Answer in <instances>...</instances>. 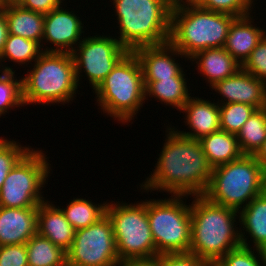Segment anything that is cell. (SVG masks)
<instances>
[{"label": "cell", "instance_id": "1", "mask_svg": "<svg viewBox=\"0 0 266 266\" xmlns=\"http://www.w3.org/2000/svg\"><path fill=\"white\" fill-rule=\"evenodd\" d=\"M167 136L154 172L140 188L169 192L171 195H203L209 185L212 167L200 140L179 134L175 127L167 128ZM173 193V194H172Z\"/></svg>", "mask_w": 266, "mask_h": 266}, {"label": "cell", "instance_id": "2", "mask_svg": "<svg viewBox=\"0 0 266 266\" xmlns=\"http://www.w3.org/2000/svg\"><path fill=\"white\" fill-rule=\"evenodd\" d=\"M193 198L189 253L216 264L229 251L250 247L246 235L234 225L239 216L236 210L213 203L203 195Z\"/></svg>", "mask_w": 266, "mask_h": 266}, {"label": "cell", "instance_id": "3", "mask_svg": "<svg viewBox=\"0 0 266 266\" xmlns=\"http://www.w3.org/2000/svg\"><path fill=\"white\" fill-rule=\"evenodd\" d=\"M235 18L182 0L171 9L169 42L189 60L201 50L224 47Z\"/></svg>", "mask_w": 266, "mask_h": 266}, {"label": "cell", "instance_id": "4", "mask_svg": "<svg viewBox=\"0 0 266 266\" xmlns=\"http://www.w3.org/2000/svg\"><path fill=\"white\" fill-rule=\"evenodd\" d=\"M117 16L120 44L129 52L143 46L169 42L171 9L169 0H112Z\"/></svg>", "mask_w": 266, "mask_h": 266}, {"label": "cell", "instance_id": "5", "mask_svg": "<svg viewBox=\"0 0 266 266\" xmlns=\"http://www.w3.org/2000/svg\"><path fill=\"white\" fill-rule=\"evenodd\" d=\"M21 78L23 104H65L77 92L75 64L71 53L46 52L34 62L32 70Z\"/></svg>", "mask_w": 266, "mask_h": 266}, {"label": "cell", "instance_id": "6", "mask_svg": "<svg viewBox=\"0 0 266 266\" xmlns=\"http://www.w3.org/2000/svg\"><path fill=\"white\" fill-rule=\"evenodd\" d=\"M266 190V172L254 155L212 169V175L203 194L213 203L239 212L252 199Z\"/></svg>", "mask_w": 266, "mask_h": 266}, {"label": "cell", "instance_id": "7", "mask_svg": "<svg viewBox=\"0 0 266 266\" xmlns=\"http://www.w3.org/2000/svg\"><path fill=\"white\" fill-rule=\"evenodd\" d=\"M94 92L98 105L114 120L123 124L134 119L146 101L142 67L135 53L128 52Z\"/></svg>", "mask_w": 266, "mask_h": 266}, {"label": "cell", "instance_id": "8", "mask_svg": "<svg viewBox=\"0 0 266 266\" xmlns=\"http://www.w3.org/2000/svg\"><path fill=\"white\" fill-rule=\"evenodd\" d=\"M184 195L168 199L146 200V209L156 252L189 253L191 244V205L184 204Z\"/></svg>", "mask_w": 266, "mask_h": 266}, {"label": "cell", "instance_id": "9", "mask_svg": "<svg viewBox=\"0 0 266 266\" xmlns=\"http://www.w3.org/2000/svg\"><path fill=\"white\" fill-rule=\"evenodd\" d=\"M106 214L113 226L119 260L159 256L149 225L146 201L137 204L109 202Z\"/></svg>", "mask_w": 266, "mask_h": 266}, {"label": "cell", "instance_id": "10", "mask_svg": "<svg viewBox=\"0 0 266 266\" xmlns=\"http://www.w3.org/2000/svg\"><path fill=\"white\" fill-rule=\"evenodd\" d=\"M42 150L30 149L8 173L0 189V207L38 208L50 165ZM44 185V186H43Z\"/></svg>", "mask_w": 266, "mask_h": 266}, {"label": "cell", "instance_id": "11", "mask_svg": "<svg viewBox=\"0 0 266 266\" xmlns=\"http://www.w3.org/2000/svg\"><path fill=\"white\" fill-rule=\"evenodd\" d=\"M119 261L113 226L107 214L92 225L76 230L66 252L67 266H109Z\"/></svg>", "mask_w": 266, "mask_h": 266}, {"label": "cell", "instance_id": "12", "mask_svg": "<svg viewBox=\"0 0 266 266\" xmlns=\"http://www.w3.org/2000/svg\"><path fill=\"white\" fill-rule=\"evenodd\" d=\"M128 52L119 40L112 36L96 35L83 38L71 53L78 86L82 76L80 73L84 71L89 84L95 90Z\"/></svg>", "mask_w": 266, "mask_h": 266}, {"label": "cell", "instance_id": "13", "mask_svg": "<svg viewBox=\"0 0 266 266\" xmlns=\"http://www.w3.org/2000/svg\"><path fill=\"white\" fill-rule=\"evenodd\" d=\"M74 12L57 7L44 14L43 40L54 45L44 51L72 53L82 41L84 24Z\"/></svg>", "mask_w": 266, "mask_h": 266}, {"label": "cell", "instance_id": "14", "mask_svg": "<svg viewBox=\"0 0 266 266\" xmlns=\"http://www.w3.org/2000/svg\"><path fill=\"white\" fill-rule=\"evenodd\" d=\"M211 88L222 95L218 104L244 103L256 109L266 107V82L242 68L233 76L216 82Z\"/></svg>", "mask_w": 266, "mask_h": 266}, {"label": "cell", "instance_id": "15", "mask_svg": "<svg viewBox=\"0 0 266 266\" xmlns=\"http://www.w3.org/2000/svg\"><path fill=\"white\" fill-rule=\"evenodd\" d=\"M138 57L144 81H159L170 77H185L184 71L174 57H185L170 42L162 45L143 46L133 51ZM173 56V57H172ZM183 56V57H182Z\"/></svg>", "mask_w": 266, "mask_h": 266}, {"label": "cell", "instance_id": "16", "mask_svg": "<svg viewBox=\"0 0 266 266\" xmlns=\"http://www.w3.org/2000/svg\"><path fill=\"white\" fill-rule=\"evenodd\" d=\"M38 208L0 207V246L26 244L37 233Z\"/></svg>", "mask_w": 266, "mask_h": 266}, {"label": "cell", "instance_id": "17", "mask_svg": "<svg viewBox=\"0 0 266 266\" xmlns=\"http://www.w3.org/2000/svg\"><path fill=\"white\" fill-rule=\"evenodd\" d=\"M180 111L185 116V124L189 125L191 132L176 130L182 136L200 140L220 130L219 104L205 99L190 97Z\"/></svg>", "mask_w": 266, "mask_h": 266}, {"label": "cell", "instance_id": "18", "mask_svg": "<svg viewBox=\"0 0 266 266\" xmlns=\"http://www.w3.org/2000/svg\"><path fill=\"white\" fill-rule=\"evenodd\" d=\"M49 203L46 200L38 206L37 233L67 252L73 243L76 230L66 220L61 208Z\"/></svg>", "mask_w": 266, "mask_h": 266}, {"label": "cell", "instance_id": "19", "mask_svg": "<svg viewBox=\"0 0 266 266\" xmlns=\"http://www.w3.org/2000/svg\"><path fill=\"white\" fill-rule=\"evenodd\" d=\"M251 14L236 17L230 25L224 49L241 65L249 58L251 51L266 35V30L253 26Z\"/></svg>", "mask_w": 266, "mask_h": 266}, {"label": "cell", "instance_id": "20", "mask_svg": "<svg viewBox=\"0 0 266 266\" xmlns=\"http://www.w3.org/2000/svg\"><path fill=\"white\" fill-rule=\"evenodd\" d=\"M189 60L195 61L197 69L206 77L210 86L233 76L242 68V65L223 47L201 50L190 57Z\"/></svg>", "mask_w": 266, "mask_h": 266}, {"label": "cell", "instance_id": "21", "mask_svg": "<svg viewBox=\"0 0 266 266\" xmlns=\"http://www.w3.org/2000/svg\"><path fill=\"white\" fill-rule=\"evenodd\" d=\"M9 34L36 41L43 50L44 14L23 8L19 4L5 5Z\"/></svg>", "mask_w": 266, "mask_h": 266}, {"label": "cell", "instance_id": "22", "mask_svg": "<svg viewBox=\"0 0 266 266\" xmlns=\"http://www.w3.org/2000/svg\"><path fill=\"white\" fill-rule=\"evenodd\" d=\"M200 143L212 168L237 160L243 155L236 135L223 130L203 136Z\"/></svg>", "mask_w": 266, "mask_h": 266}, {"label": "cell", "instance_id": "23", "mask_svg": "<svg viewBox=\"0 0 266 266\" xmlns=\"http://www.w3.org/2000/svg\"><path fill=\"white\" fill-rule=\"evenodd\" d=\"M239 214L242 230L248 232L255 249L266 251V190L243 207Z\"/></svg>", "mask_w": 266, "mask_h": 266}, {"label": "cell", "instance_id": "24", "mask_svg": "<svg viewBox=\"0 0 266 266\" xmlns=\"http://www.w3.org/2000/svg\"><path fill=\"white\" fill-rule=\"evenodd\" d=\"M187 80L185 77H170L159 79V81H144L145 99L154 97L159 102L168 106H173L177 110H181L184 104L191 97L187 88ZM177 107V108H176Z\"/></svg>", "mask_w": 266, "mask_h": 266}, {"label": "cell", "instance_id": "25", "mask_svg": "<svg viewBox=\"0 0 266 266\" xmlns=\"http://www.w3.org/2000/svg\"><path fill=\"white\" fill-rule=\"evenodd\" d=\"M236 137L243 155H255L266 139V107L256 109Z\"/></svg>", "mask_w": 266, "mask_h": 266}, {"label": "cell", "instance_id": "26", "mask_svg": "<svg viewBox=\"0 0 266 266\" xmlns=\"http://www.w3.org/2000/svg\"><path fill=\"white\" fill-rule=\"evenodd\" d=\"M28 266H67L66 252L38 233L26 243Z\"/></svg>", "mask_w": 266, "mask_h": 266}, {"label": "cell", "instance_id": "27", "mask_svg": "<svg viewBox=\"0 0 266 266\" xmlns=\"http://www.w3.org/2000/svg\"><path fill=\"white\" fill-rule=\"evenodd\" d=\"M98 205V206H97ZM107 202L94 204L83 198H74L66 208H62L66 220L75 230L86 228L106 214Z\"/></svg>", "mask_w": 266, "mask_h": 266}, {"label": "cell", "instance_id": "28", "mask_svg": "<svg viewBox=\"0 0 266 266\" xmlns=\"http://www.w3.org/2000/svg\"><path fill=\"white\" fill-rule=\"evenodd\" d=\"M42 52L41 45L38 42L8 34L4 50L0 55V62L2 65V61L5 62L8 59L13 63L28 65L31 61L35 62Z\"/></svg>", "mask_w": 266, "mask_h": 266}, {"label": "cell", "instance_id": "29", "mask_svg": "<svg viewBox=\"0 0 266 266\" xmlns=\"http://www.w3.org/2000/svg\"><path fill=\"white\" fill-rule=\"evenodd\" d=\"M0 70V117L7 113L9 108L24 106L22 101L21 79L15 76L13 68L3 67Z\"/></svg>", "mask_w": 266, "mask_h": 266}, {"label": "cell", "instance_id": "30", "mask_svg": "<svg viewBox=\"0 0 266 266\" xmlns=\"http://www.w3.org/2000/svg\"><path fill=\"white\" fill-rule=\"evenodd\" d=\"M255 110L251 105L238 102L219 105L220 130L237 135Z\"/></svg>", "mask_w": 266, "mask_h": 266}, {"label": "cell", "instance_id": "31", "mask_svg": "<svg viewBox=\"0 0 266 266\" xmlns=\"http://www.w3.org/2000/svg\"><path fill=\"white\" fill-rule=\"evenodd\" d=\"M239 246L225 254L216 266H266V251ZM257 255V256H256ZM260 257V258H259ZM259 259V260H258Z\"/></svg>", "mask_w": 266, "mask_h": 266}, {"label": "cell", "instance_id": "32", "mask_svg": "<svg viewBox=\"0 0 266 266\" xmlns=\"http://www.w3.org/2000/svg\"><path fill=\"white\" fill-rule=\"evenodd\" d=\"M185 2L214 12L243 17L252 11L251 0H184Z\"/></svg>", "mask_w": 266, "mask_h": 266}, {"label": "cell", "instance_id": "33", "mask_svg": "<svg viewBox=\"0 0 266 266\" xmlns=\"http://www.w3.org/2000/svg\"><path fill=\"white\" fill-rule=\"evenodd\" d=\"M30 149L14 140L0 138V189L8 173Z\"/></svg>", "mask_w": 266, "mask_h": 266}, {"label": "cell", "instance_id": "34", "mask_svg": "<svg viewBox=\"0 0 266 266\" xmlns=\"http://www.w3.org/2000/svg\"><path fill=\"white\" fill-rule=\"evenodd\" d=\"M242 69L266 82V35L251 51L249 58L242 65Z\"/></svg>", "mask_w": 266, "mask_h": 266}, {"label": "cell", "instance_id": "35", "mask_svg": "<svg viewBox=\"0 0 266 266\" xmlns=\"http://www.w3.org/2000/svg\"><path fill=\"white\" fill-rule=\"evenodd\" d=\"M0 266H28L26 244L0 246Z\"/></svg>", "mask_w": 266, "mask_h": 266}, {"label": "cell", "instance_id": "36", "mask_svg": "<svg viewBox=\"0 0 266 266\" xmlns=\"http://www.w3.org/2000/svg\"><path fill=\"white\" fill-rule=\"evenodd\" d=\"M159 266H211L212 263L199 259L191 253L161 254Z\"/></svg>", "mask_w": 266, "mask_h": 266}, {"label": "cell", "instance_id": "37", "mask_svg": "<svg viewBox=\"0 0 266 266\" xmlns=\"http://www.w3.org/2000/svg\"><path fill=\"white\" fill-rule=\"evenodd\" d=\"M61 3L63 0H21L18 4L25 9L46 14L60 7Z\"/></svg>", "mask_w": 266, "mask_h": 266}, {"label": "cell", "instance_id": "38", "mask_svg": "<svg viewBox=\"0 0 266 266\" xmlns=\"http://www.w3.org/2000/svg\"><path fill=\"white\" fill-rule=\"evenodd\" d=\"M119 266H159L158 257L124 259L119 261Z\"/></svg>", "mask_w": 266, "mask_h": 266}, {"label": "cell", "instance_id": "39", "mask_svg": "<svg viewBox=\"0 0 266 266\" xmlns=\"http://www.w3.org/2000/svg\"><path fill=\"white\" fill-rule=\"evenodd\" d=\"M8 34L9 32L5 15V5H4L0 7V55L4 50Z\"/></svg>", "mask_w": 266, "mask_h": 266}, {"label": "cell", "instance_id": "40", "mask_svg": "<svg viewBox=\"0 0 266 266\" xmlns=\"http://www.w3.org/2000/svg\"><path fill=\"white\" fill-rule=\"evenodd\" d=\"M254 156L256 160L262 165L264 171L266 172V139L262 147L258 150V152Z\"/></svg>", "mask_w": 266, "mask_h": 266}, {"label": "cell", "instance_id": "41", "mask_svg": "<svg viewBox=\"0 0 266 266\" xmlns=\"http://www.w3.org/2000/svg\"><path fill=\"white\" fill-rule=\"evenodd\" d=\"M21 0H2L3 6L8 4H18Z\"/></svg>", "mask_w": 266, "mask_h": 266}, {"label": "cell", "instance_id": "42", "mask_svg": "<svg viewBox=\"0 0 266 266\" xmlns=\"http://www.w3.org/2000/svg\"><path fill=\"white\" fill-rule=\"evenodd\" d=\"M169 1H171L173 4H175V3L181 2L182 0H169Z\"/></svg>", "mask_w": 266, "mask_h": 266}, {"label": "cell", "instance_id": "43", "mask_svg": "<svg viewBox=\"0 0 266 266\" xmlns=\"http://www.w3.org/2000/svg\"><path fill=\"white\" fill-rule=\"evenodd\" d=\"M109 266H119V264H118V263H116V264H112V265H109Z\"/></svg>", "mask_w": 266, "mask_h": 266}, {"label": "cell", "instance_id": "44", "mask_svg": "<svg viewBox=\"0 0 266 266\" xmlns=\"http://www.w3.org/2000/svg\"><path fill=\"white\" fill-rule=\"evenodd\" d=\"M3 6V3H2V0H0V7H2Z\"/></svg>", "mask_w": 266, "mask_h": 266}]
</instances>
